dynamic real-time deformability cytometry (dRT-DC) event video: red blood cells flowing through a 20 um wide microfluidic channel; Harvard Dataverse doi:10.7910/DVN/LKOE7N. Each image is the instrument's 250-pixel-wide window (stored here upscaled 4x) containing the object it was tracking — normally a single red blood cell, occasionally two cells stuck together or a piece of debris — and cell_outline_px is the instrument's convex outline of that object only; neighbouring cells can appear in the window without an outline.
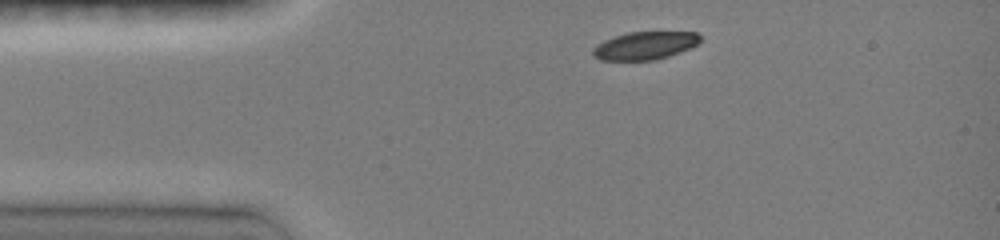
{"species": "common noctule bat (a hibernating species)", "species_latin": "Nyctalus noctula", "temperature_condition": "room temperature", "stored_images_in_passage": 4, "camera_frame_rate_fps": 3000, "um_per_image_px": 0.085, "animal": {"sex": "female", "body_mass_g": 19.0, "forearm_length_mm": 51.5}, "frame": {"image": 1, "passage_image": 1, "time_ms": 0.0, "image_size_px": [1000, 240], "cell_outline_px": [[700, 40], [696, 44], [680, 52], [656, 60], [600, 60], [592, 56], [592, 48], [596, 44], [604, 40], [628, 32], [696, 32], [700, 36]], "centroid_in_image_um": [54.76, 3.88], "position_along_channel_um": 30.2, "area_um2": 17.4}}
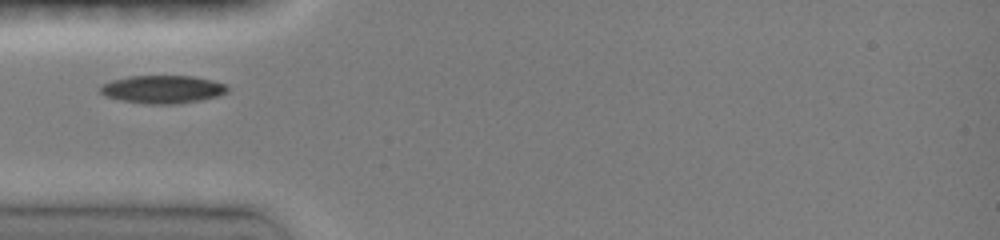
{"frame": {"image": 2, "passage_image": 3, "time_ms": 2.0, "image_size_px": [1000, 240], "cell_outline_px": [[228, 92], [220, 96], [200, 100], [176, 104], [144, 104], [120, 100], [104, 96], [100, 92], [100, 88], [104, 84], [112, 80], [128, 76], [192, 76], [212, 80], [224, 84], [228, 88]], "centroid_in_image_um": [13.82, 7.6], "position_along_channel_um": 71.2, "area_um2": 20.81}}